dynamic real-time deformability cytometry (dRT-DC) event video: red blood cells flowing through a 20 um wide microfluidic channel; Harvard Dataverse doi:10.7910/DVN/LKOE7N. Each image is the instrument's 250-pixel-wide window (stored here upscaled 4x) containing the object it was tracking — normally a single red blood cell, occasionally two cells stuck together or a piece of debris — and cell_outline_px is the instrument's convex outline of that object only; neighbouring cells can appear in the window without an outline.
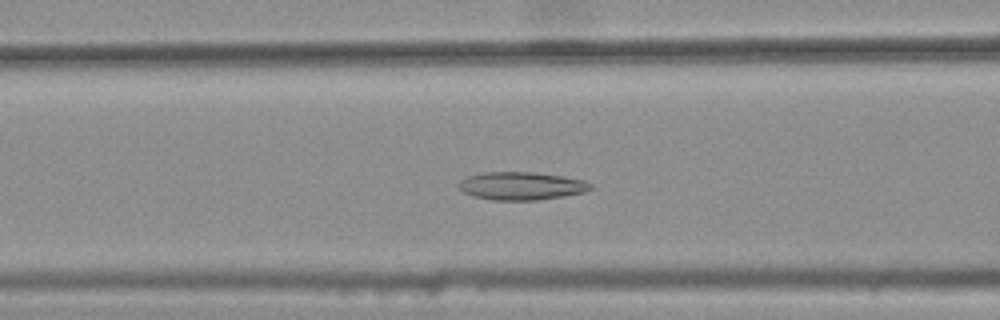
{"species": "common noctule bat (a hibernating species)", "species_latin": "Nyctalus noctula", "temperature_condition": "warm", "stored_images_in_passage": 45, "camera_frame_rate_fps": 3000, "um_per_image_px": 0.085, "animal": {"sex": "female", "body_mass_g": 25.1}, "frame": {"image": 1, "passage_image": 21, "time_ms": 6.667, "image_size_px": [1000, 320], "cell_outline_px": [[592, 188], [584, 192], [564, 196], [536, 200], [492, 200], [472, 196], [464, 192], [456, 184], [460, 180], [468, 176], [484, 172], [536, 172], [584, 180], [592, 184]], "centroid_in_image_um": [44.29, 15.8], "position_along_channel_um": 122.3, "area_um2": 21.5}}
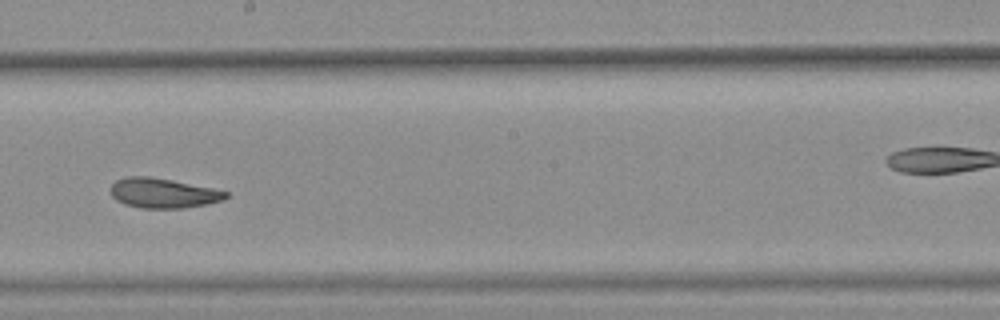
{"frame": {"image": 2, "passage_image": 30, "time_ms": 9.667, "image_size_px": [1000, 320], "cell_outline_px": [[232, 192], [224, 200], [208, 204], [180, 208], [140, 208], [124, 204], [116, 200], [112, 196], [112, 184], [116, 180], [124, 176], [148, 176], [172, 180]], "centroid_in_image_um": [13.89, 16.41], "position_along_channel_um": 234.3, "area_um2": 20.11}}
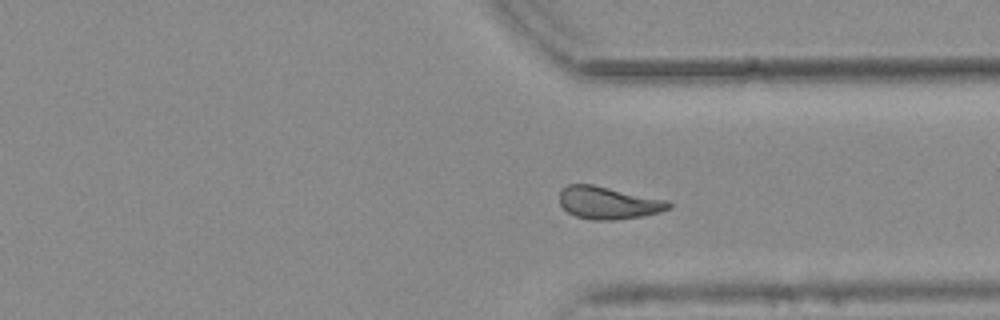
{"frame": {"image": 3, "passage_image": 40, "time_ms": 13.0, "image_size_px": [1000, 320], "cell_outline_px": [[672, 208], [660, 212], [644, 216], [616, 220], [592, 220], [576, 216], [568, 212], [560, 204], [560, 192], [568, 184], [592, 184], [668, 200], [672, 204]], "centroid_in_image_um": [51.75, 17.25], "position_along_channel_um": 359.7, "area_um2": 20.75}}